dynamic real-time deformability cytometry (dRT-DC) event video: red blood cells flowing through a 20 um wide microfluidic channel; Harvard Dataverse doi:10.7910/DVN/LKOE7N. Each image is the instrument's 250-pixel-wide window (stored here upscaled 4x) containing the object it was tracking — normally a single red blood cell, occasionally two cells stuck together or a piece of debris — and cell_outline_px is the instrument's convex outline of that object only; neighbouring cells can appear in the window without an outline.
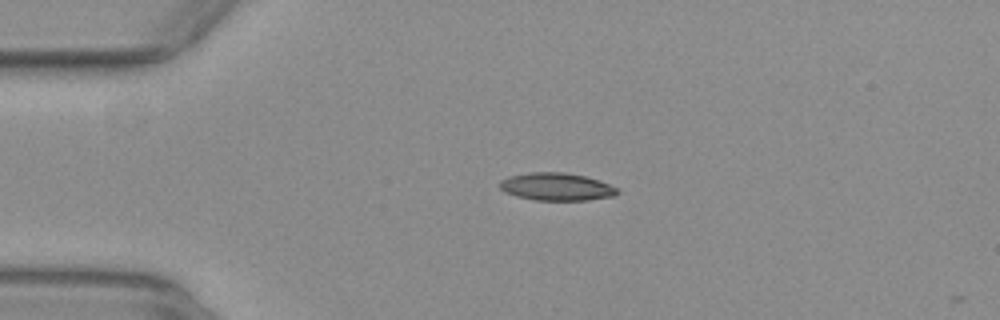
{"species": "common noctule bat (a hibernating species)", "species_latin": "Nyctalus noctula", "temperature_condition": "warm", "stored_images_in_passage": 3, "camera_frame_rate_fps": 3000, "um_per_image_px": 0.085, "animal": {"sex": "female", "body_mass_g": 29.2, "forearm_length_mm": 56.3}, "frame": {"image": 1, "passage_image": 1, "time_ms": 0.0, "image_size_px": [1000, 320], "cell_outline_px": [[620, 192], [616, 196], [588, 200], [536, 200], [516, 196], [504, 192], [500, 188], [500, 180], [508, 176], [532, 172], [564, 172], [584, 176], [600, 180], [616, 188]], "centroid_in_image_um": [47.3, 15.87], "position_along_channel_um": 37.7, "area_um2": 19.02}}